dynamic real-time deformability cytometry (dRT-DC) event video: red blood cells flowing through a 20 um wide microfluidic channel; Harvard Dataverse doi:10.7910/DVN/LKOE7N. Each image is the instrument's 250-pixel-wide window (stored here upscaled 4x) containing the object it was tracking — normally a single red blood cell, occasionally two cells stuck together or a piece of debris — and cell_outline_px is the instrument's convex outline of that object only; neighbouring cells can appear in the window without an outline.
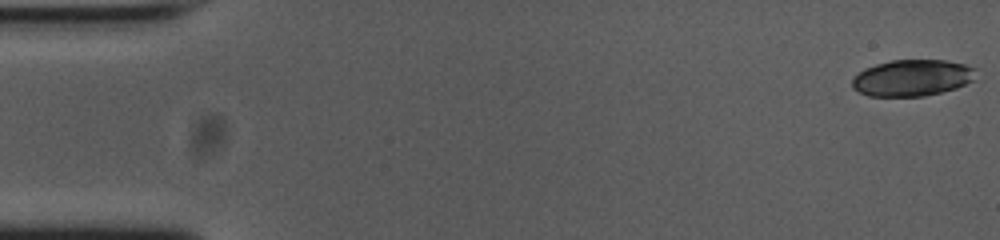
{"species": "common noctule bat (a hibernating species)", "species_latin": "Nyctalus noctula", "temperature_condition": "cold", "stored_images_in_passage": 13, "camera_frame_rate_fps": 3000, "um_per_image_px": 0.085, "animal": {"sex": "female", "body_mass_g": 23.0, "forearm_length_mm": 53.4}, "frame": {"image": 1, "passage_image": 1, "time_ms": 0.0, "image_size_px": [1000, 240], "cell_outline_px": [[976, 68], [972, 80], [956, 88], [924, 96], [868, 96], [852, 88], [852, 80], [864, 68], [876, 64], [892, 60], [948, 60], [964, 64]], "centroid_in_image_um": [77.52, 6.61], "position_along_channel_um": 7.5, "area_um2": 26.13}}